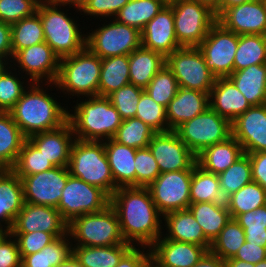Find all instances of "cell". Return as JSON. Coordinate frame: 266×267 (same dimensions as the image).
<instances>
[{"label": "cell", "mask_w": 266, "mask_h": 267, "mask_svg": "<svg viewBox=\"0 0 266 267\" xmlns=\"http://www.w3.org/2000/svg\"><path fill=\"white\" fill-rule=\"evenodd\" d=\"M126 243L150 248L162 235L163 215L147 187L117 188L110 197Z\"/></svg>", "instance_id": "1"}, {"label": "cell", "mask_w": 266, "mask_h": 267, "mask_svg": "<svg viewBox=\"0 0 266 267\" xmlns=\"http://www.w3.org/2000/svg\"><path fill=\"white\" fill-rule=\"evenodd\" d=\"M26 83L27 89L9 111L22 134L28 138L64 125L68 121V107L61 106V103L56 101L57 98L46 93L40 83Z\"/></svg>", "instance_id": "2"}, {"label": "cell", "mask_w": 266, "mask_h": 267, "mask_svg": "<svg viewBox=\"0 0 266 267\" xmlns=\"http://www.w3.org/2000/svg\"><path fill=\"white\" fill-rule=\"evenodd\" d=\"M87 98V99H86ZM79 101L68 111L76 139L85 141H106L112 139L122 119L107 97L91 96ZM71 112V113H70Z\"/></svg>", "instance_id": "3"}, {"label": "cell", "mask_w": 266, "mask_h": 267, "mask_svg": "<svg viewBox=\"0 0 266 267\" xmlns=\"http://www.w3.org/2000/svg\"><path fill=\"white\" fill-rule=\"evenodd\" d=\"M101 73V58L87 47L60 59L59 73L55 83H43L48 87L60 89L64 95L98 96ZM53 85V86H52Z\"/></svg>", "instance_id": "4"}, {"label": "cell", "mask_w": 266, "mask_h": 267, "mask_svg": "<svg viewBox=\"0 0 266 267\" xmlns=\"http://www.w3.org/2000/svg\"><path fill=\"white\" fill-rule=\"evenodd\" d=\"M68 169L71 176L99 187L109 197L117 189L102 141L75 138L70 150Z\"/></svg>", "instance_id": "5"}, {"label": "cell", "mask_w": 266, "mask_h": 267, "mask_svg": "<svg viewBox=\"0 0 266 267\" xmlns=\"http://www.w3.org/2000/svg\"><path fill=\"white\" fill-rule=\"evenodd\" d=\"M62 6L65 8L63 3L38 4L36 11L41 18L45 42L60 59L86 47V34H82L77 20L68 17L67 11H61Z\"/></svg>", "instance_id": "6"}, {"label": "cell", "mask_w": 266, "mask_h": 267, "mask_svg": "<svg viewBox=\"0 0 266 267\" xmlns=\"http://www.w3.org/2000/svg\"><path fill=\"white\" fill-rule=\"evenodd\" d=\"M73 246H114L128 244L123 239L116 211L109 204L102 211L78 216L68 223Z\"/></svg>", "instance_id": "7"}, {"label": "cell", "mask_w": 266, "mask_h": 267, "mask_svg": "<svg viewBox=\"0 0 266 267\" xmlns=\"http://www.w3.org/2000/svg\"><path fill=\"white\" fill-rule=\"evenodd\" d=\"M175 34L181 46L197 47L217 23L216 13L194 0H170Z\"/></svg>", "instance_id": "8"}, {"label": "cell", "mask_w": 266, "mask_h": 267, "mask_svg": "<svg viewBox=\"0 0 266 267\" xmlns=\"http://www.w3.org/2000/svg\"><path fill=\"white\" fill-rule=\"evenodd\" d=\"M195 156L232 136V123L210 107L174 130Z\"/></svg>", "instance_id": "9"}, {"label": "cell", "mask_w": 266, "mask_h": 267, "mask_svg": "<svg viewBox=\"0 0 266 267\" xmlns=\"http://www.w3.org/2000/svg\"><path fill=\"white\" fill-rule=\"evenodd\" d=\"M112 20V21H111ZM86 34V47L101 59L130 55L141 46V32L114 18Z\"/></svg>", "instance_id": "10"}, {"label": "cell", "mask_w": 266, "mask_h": 267, "mask_svg": "<svg viewBox=\"0 0 266 267\" xmlns=\"http://www.w3.org/2000/svg\"><path fill=\"white\" fill-rule=\"evenodd\" d=\"M166 66L181 88L210 94L217 79L206 66L198 47L182 46L176 49L166 57Z\"/></svg>", "instance_id": "11"}, {"label": "cell", "mask_w": 266, "mask_h": 267, "mask_svg": "<svg viewBox=\"0 0 266 267\" xmlns=\"http://www.w3.org/2000/svg\"><path fill=\"white\" fill-rule=\"evenodd\" d=\"M109 204L110 197L99 187L70 175L57 209L69 223L78 216L102 211Z\"/></svg>", "instance_id": "12"}, {"label": "cell", "mask_w": 266, "mask_h": 267, "mask_svg": "<svg viewBox=\"0 0 266 267\" xmlns=\"http://www.w3.org/2000/svg\"><path fill=\"white\" fill-rule=\"evenodd\" d=\"M193 169L160 173L147 188L159 212L164 216L189 208Z\"/></svg>", "instance_id": "13"}, {"label": "cell", "mask_w": 266, "mask_h": 267, "mask_svg": "<svg viewBox=\"0 0 266 267\" xmlns=\"http://www.w3.org/2000/svg\"><path fill=\"white\" fill-rule=\"evenodd\" d=\"M238 46V35L216 23L197 46L205 64L216 76L228 77L234 72V57Z\"/></svg>", "instance_id": "14"}, {"label": "cell", "mask_w": 266, "mask_h": 267, "mask_svg": "<svg viewBox=\"0 0 266 267\" xmlns=\"http://www.w3.org/2000/svg\"><path fill=\"white\" fill-rule=\"evenodd\" d=\"M69 176L68 166L53 167L34 175L19 176L23 184L24 202L57 208L62 189Z\"/></svg>", "instance_id": "15"}, {"label": "cell", "mask_w": 266, "mask_h": 267, "mask_svg": "<svg viewBox=\"0 0 266 267\" xmlns=\"http://www.w3.org/2000/svg\"><path fill=\"white\" fill-rule=\"evenodd\" d=\"M15 61V62H14ZM14 65H13V64ZM11 66L25 72L32 83H55L59 73L60 58L44 41L37 45L19 50L11 60ZM47 80V81H46Z\"/></svg>", "instance_id": "16"}, {"label": "cell", "mask_w": 266, "mask_h": 267, "mask_svg": "<svg viewBox=\"0 0 266 267\" xmlns=\"http://www.w3.org/2000/svg\"><path fill=\"white\" fill-rule=\"evenodd\" d=\"M160 173L193 169L196 156L173 130L157 132L148 145Z\"/></svg>", "instance_id": "17"}, {"label": "cell", "mask_w": 266, "mask_h": 267, "mask_svg": "<svg viewBox=\"0 0 266 267\" xmlns=\"http://www.w3.org/2000/svg\"><path fill=\"white\" fill-rule=\"evenodd\" d=\"M35 231L51 233L59 238L68 234V222L56 207L24 202L9 232L31 233Z\"/></svg>", "instance_id": "18"}, {"label": "cell", "mask_w": 266, "mask_h": 267, "mask_svg": "<svg viewBox=\"0 0 266 267\" xmlns=\"http://www.w3.org/2000/svg\"><path fill=\"white\" fill-rule=\"evenodd\" d=\"M217 22L237 35L266 36V1H249L227 8Z\"/></svg>", "instance_id": "19"}, {"label": "cell", "mask_w": 266, "mask_h": 267, "mask_svg": "<svg viewBox=\"0 0 266 267\" xmlns=\"http://www.w3.org/2000/svg\"><path fill=\"white\" fill-rule=\"evenodd\" d=\"M232 136L243 152L266 151V104L254 105L232 122Z\"/></svg>", "instance_id": "20"}, {"label": "cell", "mask_w": 266, "mask_h": 267, "mask_svg": "<svg viewBox=\"0 0 266 267\" xmlns=\"http://www.w3.org/2000/svg\"><path fill=\"white\" fill-rule=\"evenodd\" d=\"M141 46L165 58L182 47L176 39L173 10L168 4L141 31Z\"/></svg>", "instance_id": "21"}, {"label": "cell", "mask_w": 266, "mask_h": 267, "mask_svg": "<svg viewBox=\"0 0 266 267\" xmlns=\"http://www.w3.org/2000/svg\"><path fill=\"white\" fill-rule=\"evenodd\" d=\"M55 167L68 166L75 140L69 121L61 127L33 134L27 138Z\"/></svg>", "instance_id": "22"}, {"label": "cell", "mask_w": 266, "mask_h": 267, "mask_svg": "<svg viewBox=\"0 0 266 267\" xmlns=\"http://www.w3.org/2000/svg\"><path fill=\"white\" fill-rule=\"evenodd\" d=\"M150 251L163 267H193L208 250L197 244L168 240L162 235Z\"/></svg>", "instance_id": "23"}, {"label": "cell", "mask_w": 266, "mask_h": 267, "mask_svg": "<svg viewBox=\"0 0 266 267\" xmlns=\"http://www.w3.org/2000/svg\"><path fill=\"white\" fill-rule=\"evenodd\" d=\"M210 107L209 94L179 87L175 97L166 108L169 131L202 114Z\"/></svg>", "instance_id": "24"}, {"label": "cell", "mask_w": 266, "mask_h": 267, "mask_svg": "<svg viewBox=\"0 0 266 267\" xmlns=\"http://www.w3.org/2000/svg\"><path fill=\"white\" fill-rule=\"evenodd\" d=\"M210 108L231 123L251 104L228 77L217 78L209 94Z\"/></svg>", "instance_id": "25"}, {"label": "cell", "mask_w": 266, "mask_h": 267, "mask_svg": "<svg viewBox=\"0 0 266 267\" xmlns=\"http://www.w3.org/2000/svg\"><path fill=\"white\" fill-rule=\"evenodd\" d=\"M23 205L21 178L12 169H0V227L9 232Z\"/></svg>", "instance_id": "26"}, {"label": "cell", "mask_w": 266, "mask_h": 267, "mask_svg": "<svg viewBox=\"0 0 266 267\" xmlns=\"http://www.w3.org/2000/svg\"><path fill=\"white\" fill-rule=\"evenodd\" d=\"M165 219V220H164ZM167 230L163 237L178 242L193 243L210 250L211 242L205 237L201 226L189 209L173 211L163 216ZM168 232V233H167Z\"/></svg>", "instance_id": "27"}, {"label": "cell", "mask_w": 266, "mask_h": 267, "mask_svg": "<svg viewBox=\"0 0 266 267\" xmlns=\"http://www.w3.org/2000/svg\"><path fill=\"white\" fill-rule=\"evenodd\" d=\"M104 147L115 186L136 187L134 160L137 149L119 144L113 139L106 140Z\"/></svg>", "instance_id": "28"}, {"label": "cell", "mask_w": 266, "mask_h": 267, "mask_svg": "<svg viewBox=\"0 0 266 267\" xmlns=\"http://www.w3.org/2000/svg\"><path fill=\"white\" fill-rule=\"evenodd\" d=\"M243 154L241 144L231 136L204 149L196 156V163L203 170L219 175Z\"/></svg>", "instance_id": "29"}, {"label": "cell", "mask_w": 266, "mask_h": 267, "mask_svg": "<svg viewBox=\"0 0 266 267\" xmlns=\"http://www.w3.org/2000/svg\"><path fill=\"white\" fill-rule=\"evenodd\" d=\"M164 65L162 54L140 46L129 55L130 83L145 89Z\"/></svg>", "instance_id": "30"}, {"label": "cell", "mask_w": 266, "mask_h": 267, "mask_svg": "<svg viewBox=\"0 0 266 267\" xmlns=\"http://www.w3.org/2000/svg\"><path fill=\"white\" fill-rule=\"evenodd\" d=\"M228 78L251 106L266 104V64L250 65L234 71Z\"/></svg>", "instance_id": "31"}, {"label": "cell", "mask_w": 266, "mask_h": 267, "mask_svg": "<svg viewBox=\"0 0 266 267\" xmlns=\"http://www.w3.org/2000/svg\"><path fill=\"white\" fill-rule=\"evenodd\" d=\"M188 209L211 243L231 219L226 203L198 202L190 204Z\"/></svg>", "instance_id": "32"}, {"label": "cell", "mask_w": 266, "mask_h": 267, "mask_svg": "<svg viewBox=\"0 0 266 267\" xmlns=\"http://www.w3.org/2000/svg\"><path fill=\"white\" fill-rule=\"evenodd\" d=\"M25 139L10 112L0 111V169L15 165Z\"/></svg>", "instance_id": "33"}, {"label": "cell", "mask_w": 266, "mask_h": 267, "mask_svg": "<svg viewBox=\"0 0 266 267\" xmlns=\"http://www.w3.org/2000/svg\"><path fill=\"white\" fill-rule=\"evenodd\" d=\"M129 83V55L101 59L98 96L107 97Z\"/></svg>", "instance_id": "34"}, {"label": "cell", "mask_w": 266, "mask_h": 267, "mask_svg": "<svg viewBox=\"0 0 266 267\" xmlns=\"http://www.w3.org/2000/svg\"><path fill=\"white\" fill-rule=\"evenodd\" d=\"M132 247L130 244L73 246V255L83 267H114Z\"/></svg>", "instance_id": "35"}, {"label": "cell", "mask_w": 266, "mask_h": 267, "mask_svg": "<svg viewBox=\"0 0 266 267\" xmlns=\"http://www.w3.org/2000/svg\"><path fill=\"white\" fill-rule=\"evenodd\" d=\"M168 4V0H130L114 18L140 32Z\"/></svg>", "instance_id": "36"}, {"label": "cell", "mask_w": 266, "mask_h": 267, "mask_svg": "<svg viewBox=\"0 0 266 267\" xmlns=\"http://www.w3.org/2000/svg\"><path fill=\"white\" fill-rule=\"evenodd\" d=\"M190 202H215L218 204L226 203L225 197L220 190L218 175L203 170L197 163L193 167Z\"/></svg>", "instance_id": "37"}, {"label": "cell", "mask_w": 266, "mask_h": 267, "mask_svg": "<svg viewBox=\"0 0 266 267\" xmlns=\"http://www.w3.org/2000/svg\"><path fill=\"white\" fill-rule=\"evenodd\" d=\"M69 234L57 238L39 252L26 255L21 267H56L73 254V243Z\"/></svg>", "instance_id": "38"}, {"label": "cell", "mask_w": 266, "mask_h": 267, "mask_svg": "<svg viewBox=\"0 0 266 267\" xmlns=\"http://www.w3.org/2000/svg\"><path fill=\"white\" fill-rule=\"evenodd\" d=\"M226 205L231 218L255 211L266 205V190L255 181H251L226 198Z\"/></svg>", "instance_id": "39"}, {"label": "cell", "mask_w": 266, "mask_h": 267, "mask_svg": "<svg viewBox=\"0 0 266 267\" xmlns=\"http://www.w3.org/2000/svg\"><path fill=\"white\" fill-rule=\"evenodd\" d=\"M259 64H266V36L254 34L238 35L234 71Z\"/></svg>", "instance_id": "40"}, {"label": "cell", "mask_w": 266, "mask_h": 267, "mask_svg": "<svg viewBox=\"0 0 266 267\" xmlns=\"http://www.w3.org/2000/svg\"><path fill=\"white\" fill-rule=\"evenodd\" d=\"M12 57L24 48L45 41L41 18L37 12L11 24Z\"/></svg>", "instance_id": "41"}, {"label": "cell", "mask_w": 266, "mask_h": 267, "mask_svg": "<svg viewBox=\"0 0 266 267\" xmlns=\"http://www.w3.org/2000/svg\"><path fill=\"white\" fill-rule=\"evenodd\" d=\"M245 232L239 223L231 218L210 246V252L224 261L233 258L244 244Z\"/></svg>", "instance_id": "42"}, {"label": "cell", "mask_w": 266, "mask_h": 267, "mask_svg": "<svg viewBox=\"0 0 266 267\" xmlns=\"http://www.w3.org/2000/svg\"><path fill=\"white\" fill-rule=\"evenodd\" d=\"M156 133L149 125L134 117L122 120L112 139L119 144L139 149L148 147Z\"/></svg>", "instance_id": "43"}, {"label": "cell", "mask_w": 266, "mask_h": 267, "mask_svg": "<svg viewBox=\"0 0 266 267\" xmlns=\"http://www.w3.org/2000/svg\"><path fill=\"white\" fill-rule=\"evenodd\" d=\"M218 177L220 181V190L226 199L252 181L249 156L244 153L224 172L219 174Z\"/></svg>", "instance_id": "44"}, {"label": "cell", "mask_w": 266, "mask_h": 267, "mask_svg": "<svg viewBox=\"0 0 266 267\" xmlns=\"http://www.w3.org/2000/svg\"><path fill=\"white\" fill-rule=\"evenodd\" d=\"M55 167L27 138L23 142L15 165L11 168L18 176L34 175Z\"/></svg>", "instance_id": "45"}, {"label": "cell", "mask_w": 266, "mask_h": 267, "mask_svg": "<svg viewBox=\"0 0 266 267\" xmlns=\"http://www.w3.org/2000/svg\"><path fill=\"white\" fill-rule=\"evenodd\" d=\"M11 67V68H10ZM12 70V71H11ZM17 67L9 66L1 75H0V111L9 112L17 101L22 96L23 92L27 89L24 86L25 75H22L19 71L16 72ZM15 71V72H13ZM21 77H18L20 76ZM20 78V79H19ZM22 80V81H21Z\"/></svg>", "instance_id": "46"}, {"label": "cell", "mask_w": 266, "mask_h": 267, "mask_svg": "<svg viewBox=\"0 0 266 267\" xmlns=\"http://www.w3.org/2000/svg\"><path fill=\"white\" fill-rule=\"evenodd\" d=\"M178 89V81L174 74L164 65L145 88V91L156 103L167 108Z\"/></svg>", "instance_id": "47"}, {"label": "cell", "mask_w": 266, "mask_h": 267, "mask_svg": "<svg viewBox=\"0 0 266 267\" xmlns=\"http://www.w3.org/2000/svg\"><path fill=\"white\" fill-rule=\"evenodd\" d=\"M135 118L142 120L156 132L169 131L166 108L156 103L146 91L141 94Z\"/></svg>", "instance_id": "48"}, {"label": "cell", "mask_w": 266, "mask_h": 267, "mask_svg": "<svg viewBox=\"0 0 266 267\" xmlns=\"http://www.w3.org/2000/svg\"><path fill=\"white\" fill-rule=\"evenodd\" d=\"M235 220L244 229L247 242L266 247V205L240 214Z\"/></svg>", "instance_id": "49"}, {"label": "cell", "mask_w": 266, "mask_h": 267, "mask_svg": "<svg viewBox=\"0 0 266 267\" xmlns=\"http://www.w3.org/2000/svg\"><path fill=\"white\" fill-rule=\"evenodd\" d=\"M144 91L145 89L129 83L108 95L107 98L117 109L121 119L125 120L135 117L139 99Z\"/></svg>", "instance_id": "50"}, {"label": "cell", "mask_w": 266, "mask_h": 267, "mask_svg": "<svg viewBox=\"0 0 266 267\" xmlns=\"http://www.w3.org/2000/svg\"><path fill=\"white\" fill-rule=\"evenodd\" d=\"M136 187H148L160 175L158 163L149 147L139 148L134 160Z\"/></svg>", "instance_id": "51"}, {"label": "cell", "mask_w": 266, "mask_h": 267, "mask_svg": "<svg viewBox=\"0 0 266 267\" xmlns=\"http://www.w3.org/2000/svg\"><path fill=\"white\" fill-rule=\"evenodd\" d=\"M37 7L35 0H0V21L13 24L33 15Z\"/></svg>", "instance_id": "52"}, {"label": "cell", "mask_w": 266, "mask_h": 267, "mask_svg": "<svg viewBox=\"0 0 266 267\" xmlns=\"http://www.w3.org/2000/svg\"><path fill=\"white\" fill-rule=\"evenodd\" d=\"M17 240L21 260L26 256L42 250L45 246L51 244L57 238L51 234L42 231L31 233H11Z\"/></svg>", "instance_id": "53"}, {"label": "cell", "mask_w": 266, "mask_h": 267, "mask_svg": "<svg viewBox=\"0 0 266 267\" xmlns=\"http://www.w3.org/2000/svg\"><path fill=\"white\" fill-rule=\"evenodd\" d=\"M130 0H90L87 5L80 11L86 16L112 19L116 17L122 7Z\"/></svg>", "instance_id": "54"}, {"label": "cell", "mask_w": 266, "mask_h": 267, "mask_svg": "<svg viewBox=\"0 0 266 267\" xmlns=\"http://www.w3.org/2000/svg\"><path fill=\"white\" fill-rule=\"evenodd\" d=\"M0 267H21L18 243L10 232L0 239Z\"/></svg>", "instance_id": "55"}, {"label": "cell", "mask_w": 266, "mask_h": 267, "mask_svg": "<svg viewBox=\"0 0 266 267\" xmlns=\"http://www.w3.org/2000/svg\"><path fill=\"white\" fill-rule=\"evenodd\" d=\"M233 258L256 265L266 259V247L245 241Z\"/></svg>", "instance_id": "56"}, {"label": "cell", "mask_w": 266, "mask_h": 267, "mask_svg": "<svg viewBox=\"0 0 266 267\" xmlns=\"http://www.w3.org/2000/svg\"><path fill=\"white\" fill-rule=\"evenodd\" d=\"M251 163L252 181L266 190V151L248 153Z\"/></svg>", "instance_id": "57"}, {"label": "cell", "mask_w": 266, "mask_h": 267, "mask_svg": "<svg viewBox=\"0 0 266 267\" xmlns=\"http://www.w3.org/2000/svg\"><path fill=\"white\" fill-rule=\"evenodd\" d=\"M141 248V250H140ZM132 247L114 267H143L144 263L152 256L150 248ZM143 249V250H142ZM147 251H144V250ZM147 252V253H145Z\"/></svg>", "instance_id": "58"}, {"label": "cell", "mask_w": 266, "mask_h": 267, "mask_svg": "<svg viewBox=\"0 0 266 267\" xmlns=\"http://www.w3.org/2000/svg\"><path fill=\"white\" fill-rule=\"evenodd\" d=\"M0 57L12 60L11 24L0 21Z\"/></svg>", "instance_id": "59"}, {"label": "cell", "mask_w": 266, "mask_h": 267, "mask_svg": "<svg viewBox=\"0 0 266 267\" xmlns=\"http://www.w3.org/2000/svg\"><path fill=\"white\" fill-rule=\"evenodd\" d=\"M193 267H226V263L219 256L207 251Z\"/></svg>", "instance_id": "60"}, {"label": "cell", "mask_w": 266, "mask_h": 267, "mask_svg": "<svg viewBox=\"0 0 266 267\" xmlns=\"http://www.w3.org/2000/svg\"><path fill=\"white\" fill-rule=\"evenodd\" d=\"M257 0H220V15L227 9L235 5Z\"/></svg>", "instance_id": "61"}, {"label": "cell", "mask_w": 266, "mask_h": 267, "mask_svg": "<svg viewBox=\"0 0 266 267\" xmlns=\"http://www.w3.org/2000/svg\"><path fill=\"white\" fill-rule=\"evenodd\" d=\"M90 0H63V4L65 6H70L69 8H73V7H76V11H81L86 5L87 3L89 2ZM73 6V7H72Z\"/></svg>", "instance_id": "62"}, {"label": "cell", "mask_w": 266, "mask_h": 267, "mask_svg": "<svg viewBox=\"0 0 266 267\" xmlns=\"http://www.w3.org/2000/svg\"><path fill=\"white\" fill-rule=\"evenodd\" d=\"M198 3L210 7L215 13L217 18L220 16V0H194Z\"/></svg>", "instance_id": "63"}, {"label": "cell", "mask_w": 266, "mask_h": 267, "mask_svg": "<svg viewBox=\"0 0 266 267\" xmlns=\"http://www.w3.org/2000/svg\"><path fill=\"white\" fill-rule=\"evenodd\" d=\"M226 267H256V265L245 262L243 260H238L234 258H230L225 261Z\"/></svg>", "instance_id": "64"}, {"label": "cell", "mask_w": 266, "mask_h": 267, "mask_svg": "<svg viewBox=\"0 0 266 267\" xmlns=\"http://www.w3.org/2000/svg\"><path fill=\"white\" fill-rule=\"evenodd\" d=\"M56 267H83L80 262L72 254L66 261Z\"/></svg>", "instance_id": "65"}, {"label": "cell", "mask_w": 266, "mask_h": 267, "mask_svg": "<svg viewBox=\"0 0 266 267\" xmlns=\"http://www.w3.org/2000/svg\"><path fill=\"white\" fill-rule=\"evenodd\" d=\"M11 66L10 61L6 57H0V75Z\"/></svg>", "instance_id": "66"}, {"label": "cell", "mask_w": 266, "mask_h": 267, "mask_svg": "<svg viewBox=\"0 0 266 267\" xmlns=\"http://www.w3.org/2000/svg\"><path fill=\"white\" fill-rule=\"evenodd\" d=\"M143 267H163L153 256H151L143 265Z\"/></svg>", "instance_id": "67"}, {"label": "cell", "mask_w": 266, "mask_h": 267, "mask_svg": "<svg viewBox=\"0 0 266 267\" xmlns=\"http://www.w3.org/2000/svg\"><path fill=\"white\" fill-rule=\"evenodd\" d=\"M38 4L63 3V0H35Z\"/></svg>", "instance_id": "68"}, {"label": "cell", "mask_w": 266, "mask_h": 267, "mask_svg": "<svg viewBox=\"0 0 266 267\" xmlns=\"http://www.w3.org/2000/svg\"><path fill=\"white\" fill-rule=\"evenodd\" d=\"M256 267H266V259L256 264Z\"/></svg>", "instance_id": "69"}, {"label": "cell", "mask_w": 266, "mask_h": 267, "mask_svg": "<svg viewBox=\"0 0 266 267\" xmlns=\"http://www.w3.org/2000/svg\"><path fill=\"white\" fill-rule=\"evenodd\" d=\"M7 233V231L0 227V239Z\"/></svg>", "instance_id": "70"}]
</instances>
